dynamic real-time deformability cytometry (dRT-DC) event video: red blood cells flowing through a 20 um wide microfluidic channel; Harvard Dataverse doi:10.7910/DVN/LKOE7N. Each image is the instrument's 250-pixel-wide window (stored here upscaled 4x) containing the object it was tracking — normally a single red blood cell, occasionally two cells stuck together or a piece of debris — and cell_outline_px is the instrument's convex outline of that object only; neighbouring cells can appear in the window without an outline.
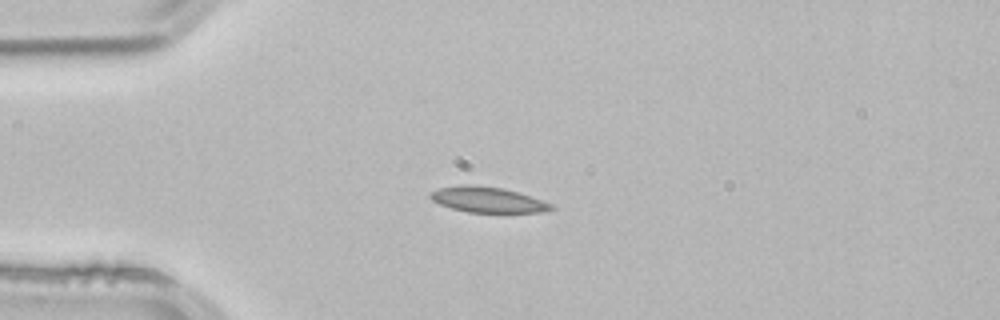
{"species": "common noctule bat (a hibernating species)", "species_latin": "Nyctalus noctula", "temperature_condition": "room temperature", "stored_images_in_passage": 3, "camera_frame_rate_fps": 3000, "um_per_image_px": 0.085, "animal": {"sex": "male", "body_mass_g": 21.5, "forearm_length_mm": 52.0}, "frame": {"image": 1, "passage_image": 3, "time_ms": 0.667, "image_size_px": [1000, 320], "cell_outline_px": [[556, 208], [544, 212], [468, 212], [452, 208], [440, 204], [432, 200], [428, 196], [428, 192], [440, 188], [460, 184], [468, 184], [504, 188], [552, 204]], "centroid_in_image_um": [41.4, 16.97], "position_along_channel_um": 43.6, "area_um2": 17.86}}